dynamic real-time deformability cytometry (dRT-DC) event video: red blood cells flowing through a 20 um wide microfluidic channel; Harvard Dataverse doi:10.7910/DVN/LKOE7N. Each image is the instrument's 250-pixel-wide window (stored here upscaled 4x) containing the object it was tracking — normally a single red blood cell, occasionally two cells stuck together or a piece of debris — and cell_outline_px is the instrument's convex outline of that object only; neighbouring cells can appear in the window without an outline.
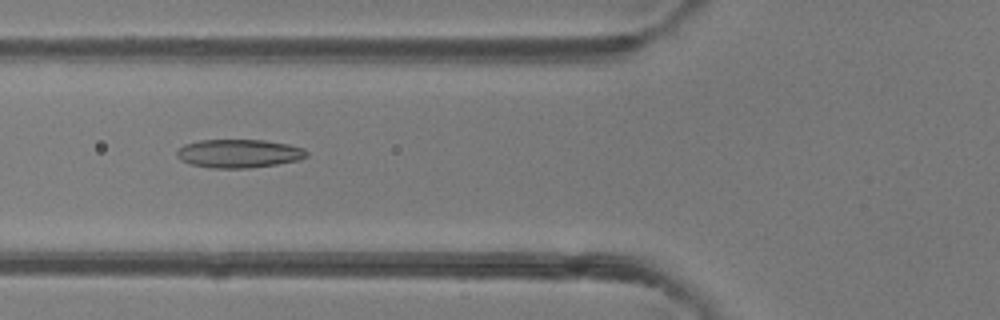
{"species": "common noctule bat (a hibernating species)", "species_latin": "Nyctalus noctula", "temperature_condition": "room temperature", "stored_images_in_passage": 36, "camera_frame_rate_fps": 3000, "um_per_image_px": 0.085, "animal": {"sex": "female"}, "frame": {"image": 1, "passage_image": 6, "time_ms": 1.667, "image_size_px": [1000, 320], "cell_outline_px": [[308, 156], [300, 160], [276, 164], [248, 168], [212, 168], [192, 164], [180, 160], [176, 156], [176, 152], [184, 144], [200, 140], [264, 140], [288, 144], [304, 148], [308, 152]], "centroid_in_image_um": [20.32, 13.04], "position_along_channel_um": 105.5, "area_um2": 21.56}}
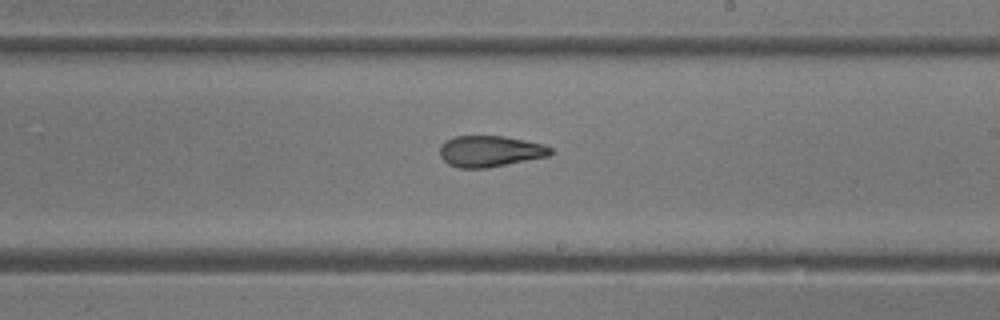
{"frame": {"image": 2, "passage_image": 16, "time_ms": 5.0, "image_size_px": [1000, 320], "cell_outline_px": [[552, 152], [548, 156], [488, 168], [460, 168], [448, 164], [440, 156], [440, 144], [456, 136], [504, 136], [544, 144], [552, 148]], "centroid_in_image_um": [41.65, 12.86], "position_along_channel_um": 247.3, "area_um2": 20.06}}
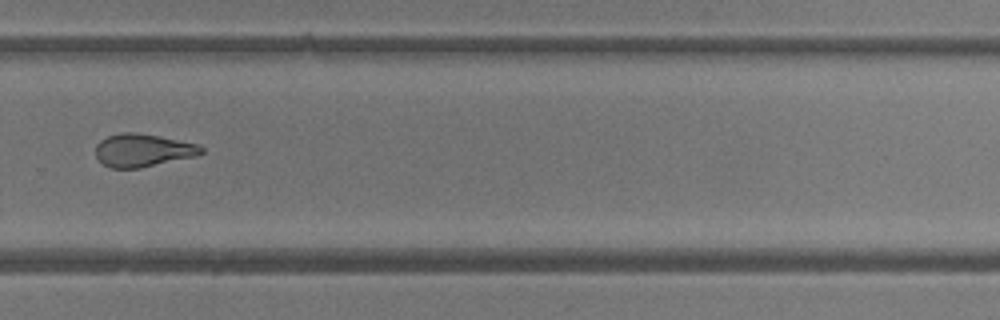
{"frame": {"image": 3, "passage_image": 21, "time_ms": 6.667, "image_size_px": [1000, 320], "cell_outline_px": [[204, 152], [196, 156], [140, 168], [112, 168], [104, 164], [96, 156], [96, 144], [100, 140], [108, 136], [120, 132], [136, 132], [160, 136], [196, 144], [204, 148]], "centroid_in_image_um": [12.13, 12.77], "position_along_channel_um": 317.7, "area_um2": 20.23}, "authors_computed_cell_mechanics": {"area_um2": 20.9236, "velocity_mm_per_s": 4.2471, "shape_relaxation_time_tau1_ms": null, "shape_relaxation_time_tau2_ms": 2.0004, "deformation_change_tau1": null, "deformation_change_tau2": 0.099}}